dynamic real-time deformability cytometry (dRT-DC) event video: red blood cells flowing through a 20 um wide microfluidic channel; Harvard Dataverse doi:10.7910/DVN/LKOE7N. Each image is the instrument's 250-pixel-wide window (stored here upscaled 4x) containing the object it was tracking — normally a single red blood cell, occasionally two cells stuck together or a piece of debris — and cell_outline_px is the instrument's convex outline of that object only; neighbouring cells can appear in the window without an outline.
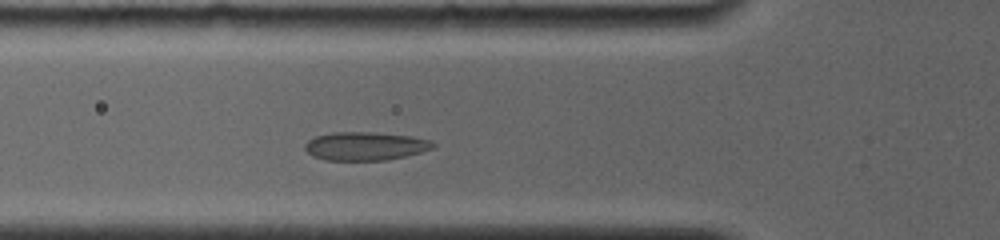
{"species": "common noctule bat (a hibernating species)", "species_latin": "Nyctalus noctula", "temperature_condition": "room temperature", "stored_images_in_passage": 6, "camera_frame_rate_fps": 4000, "um_per_image_px": 0.085, "animal": {"sex": "female", "body_mass_g": 19.0, "forearm_length_mm": 56.7}, "frame": {"image": 1, "passage_image": 6, "time_ms": 3.0, "image_size_px": [1000, 240], "cell_outline_px": [[436, 144], [432, 148], [420, 152], [404, 156], [384, 160], [324, 160], [312, 156], [304, 148], [304, 144], [308, 140], [316, 136], [332, 132], [368, 132], [412, 136], [432, 140]], "centroid_in_image_um": [31.02, 12.41], "position_along_channel_um": 94.8, "area_um2": 21.15}}